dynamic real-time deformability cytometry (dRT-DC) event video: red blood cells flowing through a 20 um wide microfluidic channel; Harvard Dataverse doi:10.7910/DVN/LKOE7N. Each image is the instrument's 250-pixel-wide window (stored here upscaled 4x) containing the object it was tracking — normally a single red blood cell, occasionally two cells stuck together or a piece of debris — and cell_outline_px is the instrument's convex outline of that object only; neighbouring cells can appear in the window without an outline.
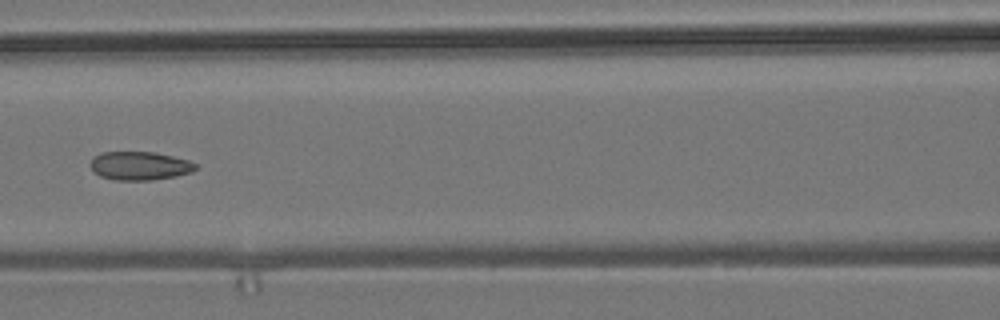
{"species": "common noctule bat (a hibernating species)", "species_latin": "Nyctalus noctula", "temperature_condition": "room temperature", "stored_images_in_passage": 8, "segment_of_instrument_passage": [1, 2], "camera_frame_rate_fps": 3000, "um_per_image_px": 0.085, "animal": {"sex": "male", "body_mass_g": 19.2, "forearm_length_mm": 51.8}, "frame": {"image": 1, "passage_image": 6, "time_ms": 5.667, "image_size_px": [1000, 320], "cell_outline_px": [[196, 168], [192, 172], [176, 176], [152, 180], [112, 180], [100, 176], [92, 172], [88, 164], [92, 156], [100, 152], [156, 152], [188, 160], [196, 164]], "centroid_in_image_um": [11.8, 14.09], "position_along_channel_um": 154.8, "area_um2": 17.8}}
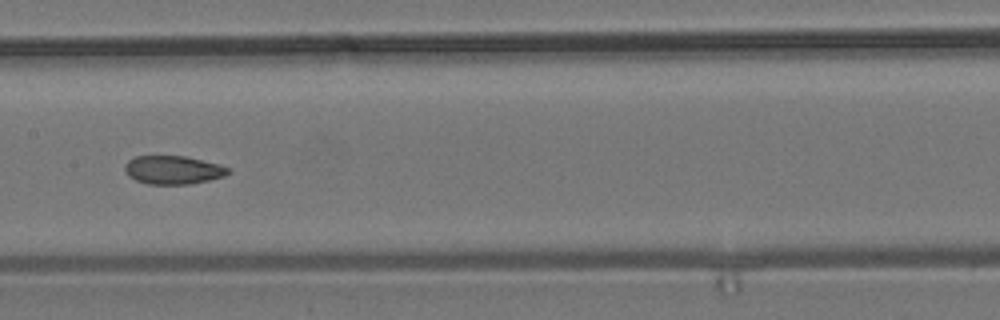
{"frame": {"image": 2, "passage_image": 7, "time_ms": 6.667, "image_size_px": [1000, 320], "cell_outline_px": [[232, 172], [224, 176], [208, 180], [188, 184], [148, 184], [136, 180], [128, 176], [124, 168], [124, 164], [128, 160], [136, 156], [184, 156], [220, 164], [228, 168]], "centroid_in_image_um": [14.7, 14.44], "position_along_channel_um": 192.7, "area_um2": 17.11}}